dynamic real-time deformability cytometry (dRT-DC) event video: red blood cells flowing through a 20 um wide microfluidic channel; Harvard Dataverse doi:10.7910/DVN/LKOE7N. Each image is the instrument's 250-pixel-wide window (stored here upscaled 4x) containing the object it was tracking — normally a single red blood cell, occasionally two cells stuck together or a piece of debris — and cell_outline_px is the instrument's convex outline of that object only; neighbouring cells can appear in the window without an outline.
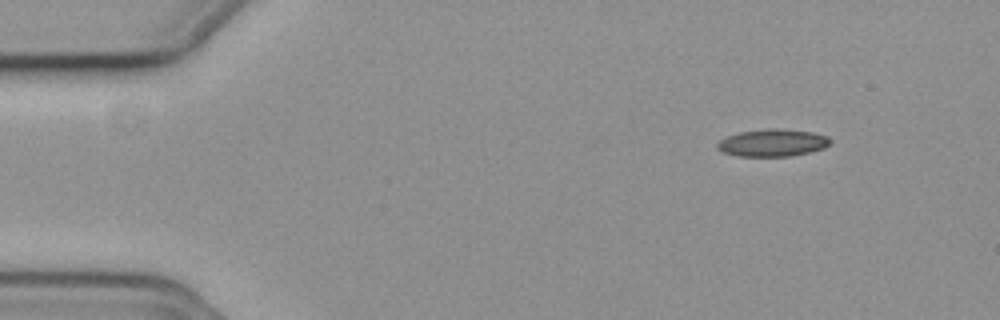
{"species": "common noctule bat (a hibernating species)", "species_latin": "Nyctalus noctula", "temperature_condition": "cold", "stored_images_in_passage": 50, "camera_frame_rate_fps": 3000, "um_per_image_px": 0.085, "animal": {"sex": "female", "body_mass_g": 19.3, "forearm_length_mm": 54.1}, "frame": {"image": 1, "passage_image": 1, "time_ms": 0.0, "image_size_px": [1000, 320], "cell_outline_px": [[832, 140], [824, 148], [808, 152], [788, 156], [736, 156], [724, 152], [716, 148], [716, 144], [720, 140], [728, 136], [740, 132], [764, 128], [784, 128], [812, 132], [828, 136]], "centroid_in_image_um": [65.66, 12.12], "position_along_channel_um": 19.3, "area_um2": 18.03}}
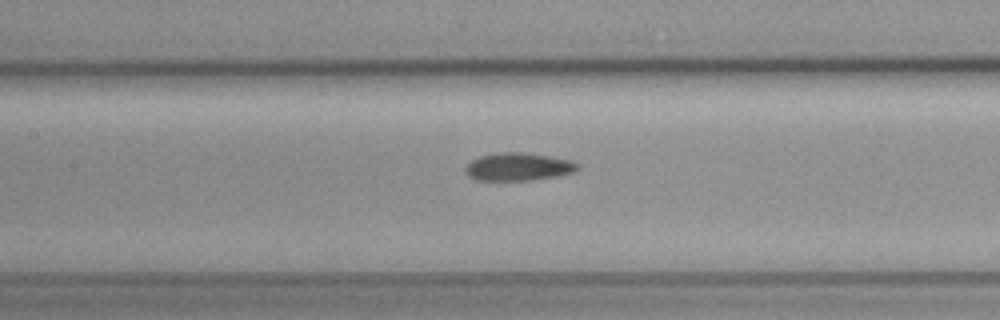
{"frame": {"image": 2, "passage_image": 20, "time_ms": 6.333, "image_size_px": [1000, 320], "cell_outline_px": [[576, 168], [572, 172], [556, 176], [532, 180], [476, 180], [468, 176], [464, 168], [472, 160], [480, 156], [504, 152], [520, 152], [548, 156], [568, 160], [576, 164]], "centroid_in_image_um": [43.97, 14.18], "position_along_channel_um": 163.4, "area_um2": 17.74}}
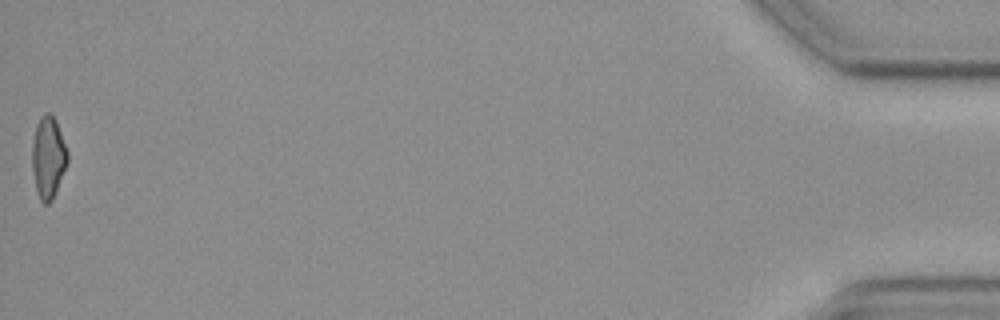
{"frame": {"image": 3, "passage_image": 50, "time_ms": 16.333, "image_size_px": [1000, 320], "cell_outline_px": [[68, 160], [52, 200], [48, 204], [44, 204], [40, 200], [36, 188], [32, 168], [32, 144], [36, 124], [40, 116], [44, 112], [48, 112], [56, 120], [68, 152]], "centroid_in_image_um": [4.09, 13.35], "position_along_channel_um": 431.1, "area_um2": 16.76}, "authors_computed_cell_mechanics": {"area_um2": 17.629, "velocity_mm_per_s": 3.7467, "shape_relaxation_time_tau1_ms": null, "shape_relaxation_time_tau2_ms": 8.6898, "deformation_change_tau1": null, "deformation_change_tau2": 0.1529}}